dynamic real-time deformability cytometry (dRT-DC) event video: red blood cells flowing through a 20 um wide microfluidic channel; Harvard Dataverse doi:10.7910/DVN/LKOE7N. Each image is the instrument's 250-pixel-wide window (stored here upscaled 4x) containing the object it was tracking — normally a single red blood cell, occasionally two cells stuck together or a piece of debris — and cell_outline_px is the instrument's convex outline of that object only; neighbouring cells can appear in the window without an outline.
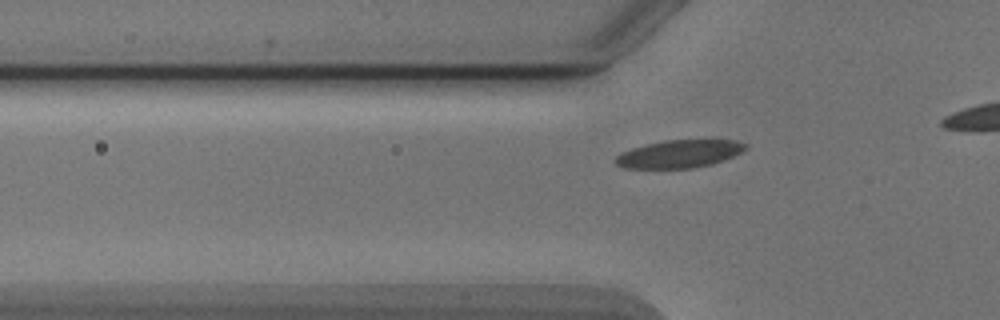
{"species": "Egyptian fruit bat (a non-hibernating species)", "species_latin": "Rousettus aegyptiacus", "temperature_condition": "cold", "stored_images_in_passage": 18, "camera_frame_rate_fps": 3000, "um_per_image_px": 0.085, "animal": {"sex": "male"}, "frame": {"image": 1, "passage_image": 5, "time_ms": 1.333, "image_size_px": [1000, 320], "cell_outline_px": [[748, 148], [732, 156], [708, 164], [692, 168], [624, 168], [616, 164], [612, 160], [620, 152], [632, 148], [664, 140], [732, 140], [748, 144]], "centroid_in_image_um": [57.68, 13.07], "position_along_channel_um": 68.1, "area_um2": 20.81}}
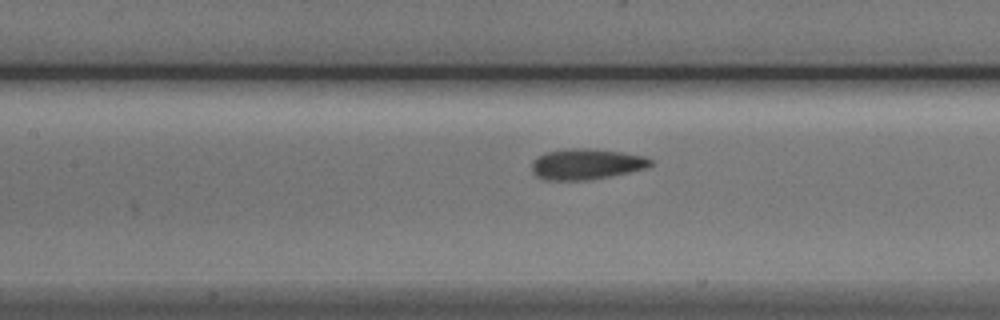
{"frame": {"image": 2, "passage_image": 12, "time_ms": 3.667, "image_size_px": [1000, 320], "cell_outline_px": [[652, 164], [648, 168], [588, 180], [544, 180], [536, 176], [532, 172], [532, 160], [536, 156], [544, 152], [568, 148], [584, 148], [620, 152], [644, 156], [652, 160]], "centroid_in_image_um": [49.78, 13.95], "position_along_channel_um": 157.6, "area_um2": 21.33}}
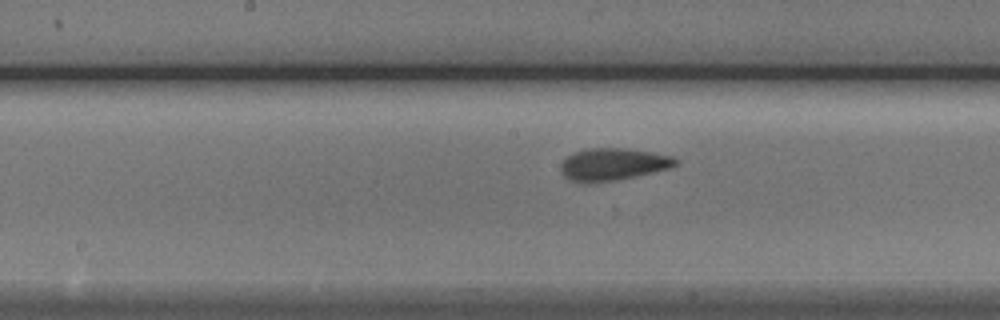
{"frame": {"image": 3, "passage_image": 15, "time_ms": 4.667, "image_size_px": [1000, 320], "cell_outline_px": [[680, 164], [668, 168], [652, 172], [616, 180], [584, 184], [572, 180], [564, 176], [560, 168], [560, 164], [568, 156], [576, 152], [588, 148], [628, 148], [652, 152], [672, 156], [680, 160]], "centroid_in_image_um": [52.12, 13.96], "position_along_channel_um": 196.1, "area_um2": 21.62}}